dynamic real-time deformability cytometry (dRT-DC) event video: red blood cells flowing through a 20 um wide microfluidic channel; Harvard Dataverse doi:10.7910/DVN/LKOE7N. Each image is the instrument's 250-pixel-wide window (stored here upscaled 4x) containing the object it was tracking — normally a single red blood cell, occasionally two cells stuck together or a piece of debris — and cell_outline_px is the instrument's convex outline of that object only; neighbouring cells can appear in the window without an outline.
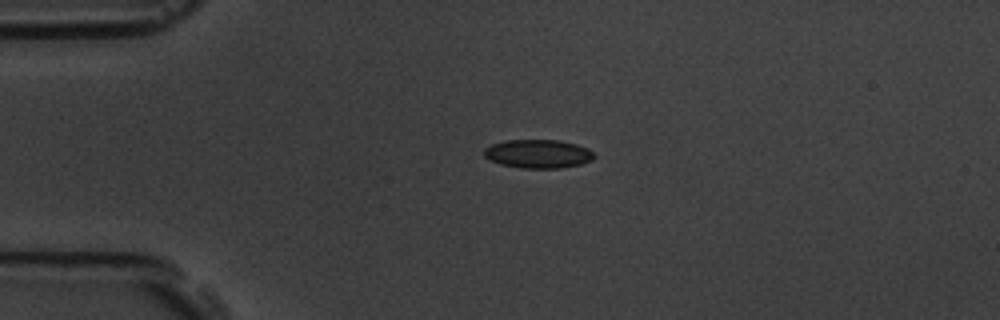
{"species": "common noctule bat (a hibernating species)", "species_latin": "Nyctalus noctula", "temperature_condition": "room temperature", "stored_images_in_passage": 2, "camera_frame_rate_fps": 3000, "um_per_image_px": 0.085, "animal": {"sex": "male", "body_mass_g": 19.5, "forearm_length_mm": 54.6}, "frame": {"image": 1, "passage_image": 1, "time_ms": 0.0, "image_size_px": [1000, 320], "cell_outline_px": [[596, 156], [592, 160], [580, 164], [560, 168], [520, 168], [500, 164], [488, 160], [484, 156], [484, 148], [492, 144], [504, 140], [560, 140], [576, 144], [588, 148]], "centroid_in_image_um": [45.72, 13.07], "position_along_channel_um": 39.3, "area_um2": 18.5}}